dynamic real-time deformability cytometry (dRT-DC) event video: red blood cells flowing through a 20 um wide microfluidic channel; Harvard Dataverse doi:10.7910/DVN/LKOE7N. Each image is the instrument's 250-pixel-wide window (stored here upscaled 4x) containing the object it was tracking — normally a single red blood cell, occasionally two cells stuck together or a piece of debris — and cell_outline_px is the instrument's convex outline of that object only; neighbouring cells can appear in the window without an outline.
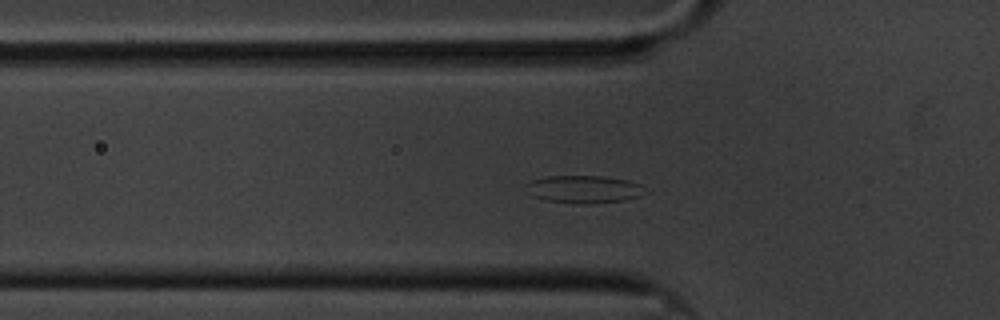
{"species": "common noctule bat (a hibernating species)", "species_latin": "Nyctalus noctula", "temperature_condition": "cold", "stored_images_in_passage": 52, "camera_frame_rate_fps": 3000, "um_per_image_px": 0.085, "animal": {"sex": "male", "body_mass_g": 20.1, "forearm_length_mm": 53.5}, "frame": {"image": 1, "passage_image": 10, "time_ms": 3.0, "image_size_px": [1000, 320], "cell_outline_px": [[648, 192], [640, 196], [624, 200], [584, 204], [544, 200], [532, 196], [528, 192], [528, 184], [532, 180], [548, 176], [604, 176], [628, 180], [640, 184]], "centroid_in_image_um": [49.67, 16.08], "position_along_channel_um": 76.1, "area_um2": 19.07}}
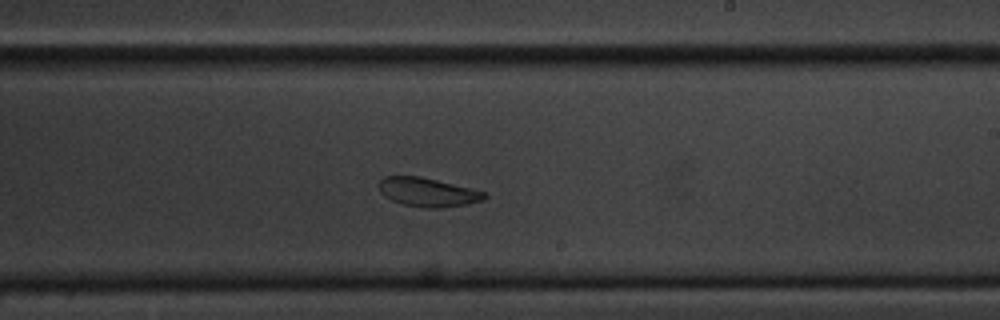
{"frame": {"image": 2, "passage_image": 26, "time_ms": 8.333, "image_size_px": [1000, 320], "cell_outline_px": [[488, 196], [484, 200], [464, 204], [440, 208], [428, 208], [404, 204], [392, 200], [384, 196], [380, 192], [380, 180], [384, 176], [420, 176], [484, 192]], "centroid_in_image_um": [36.33, 16.33], "position_along_channel_um": 252.7, "area_um2": 17.34}}
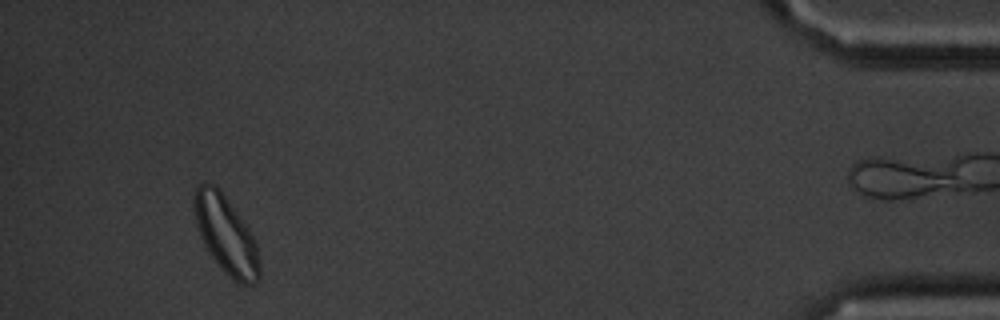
{"frame": {"image": 3, "passage_image": 47, "time_ms": 15.333, "image_size_px": [1000, 320], "cell_outline_px": [[260, 276], [252, 284], [240, 284], [228, 276], [224, 272], [208, 252], [200, 232], [196, 220], [192, 200], [192, 196], [196, 188], [200, 184], [208, 180], [216, 184], [220, 188], [248, 228], [256, 240], [260, 268]], "centroid_in_image_um": [19.2, 19.91], "position_along_channel_um": 416.0, "area_um2": 29.59}, "authors_computed_cell_mechanics": {"area_um2": 19.8254, "velocity_mm_per_s": 3.3, "shape_relaxation_time_tau1_ms": 5.2953, "shape_relaxation_time_tau2_ms": 6.6749, "deformation_change_tau1": 0.1064, "deformation_change_tau2": 0.1201}}